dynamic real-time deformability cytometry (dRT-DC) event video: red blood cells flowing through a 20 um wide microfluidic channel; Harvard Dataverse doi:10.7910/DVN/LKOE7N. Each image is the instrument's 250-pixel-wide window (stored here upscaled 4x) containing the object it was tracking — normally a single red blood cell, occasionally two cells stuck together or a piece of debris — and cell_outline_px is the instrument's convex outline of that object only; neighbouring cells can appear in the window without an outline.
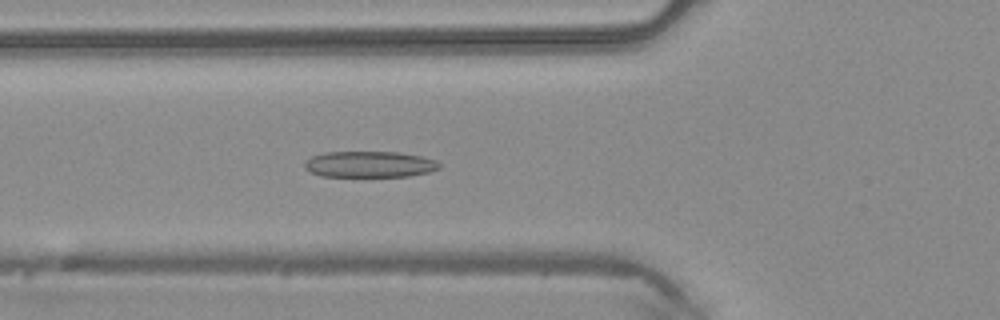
{"species": "common noctule bat (a hibernating species)", "species_latin": "Nyctalus noctula", "temperature_condition": "warm", "stored_images_in_passage": 38, "camera_frame_rate_fps": 3000, "um_per_image_px": 0.085, "animal": {"sex": "male", "body_mass_g": 20.4}, "frame": {"image": 1, "passage_image": 8, "time_ms": 2.333, "image_size_px": [1000, 320], "cell_outline_px": [[440, 168], [432, 172], [408, 176], [320, 176], [304, 168], [304, 160], [312, 156], [324, 152], [400, 152], [420, 156], [436, 160], [440, 164]], "centroid_in_image_um": [31.41, 13.96], "position_along_channel_um": 94.4, "area_um2": 20.63}}
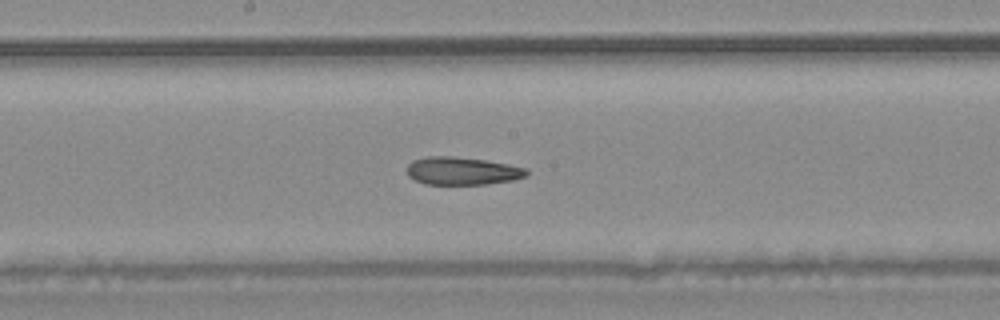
{"frame": {"image": 2, "passage_image": 16, "time_ms": 5.0, "image_size_px": [1000, 320], "cell_outline_px": [[528, 176], [512, 180], [488, 184], [424, 184], [408, 176], [408, 164], [412, 160], [428, 156], [452, 156], [484, 160], [508, 164], [528, 168]], "centroid_in_image_um": [39.31, 14.53], "position_along_channel_um": 208.9, "area_um2": 19.42}}
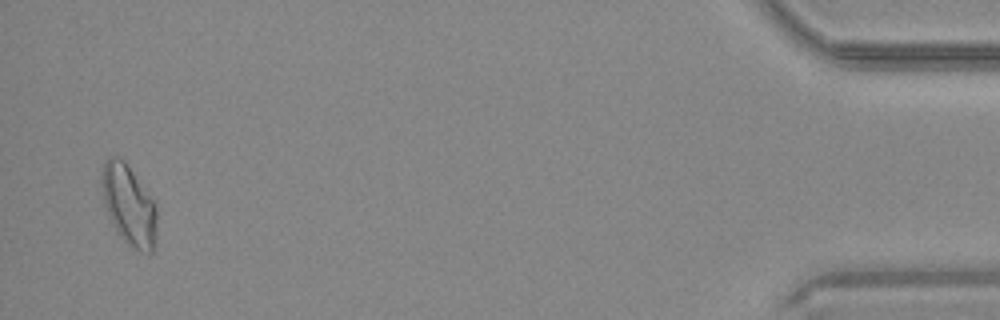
{"frame": {"image": 3, "passage_image": 37, "time_ms": 12.0, "image_size_px": [1000, 320], "cell_outline_px": [[156, 240], [152, 252], [140, 252], [132, 248], [116, 232], [112, 224], [104, 204], [100, 180], [104, 160], [112, 156], [120, 156], [124, 160], [156, 204]], "centroid_in_image_um": [10.93, 17.43], "position_along_channel_um": 424.3, "area_um2": 25.95}}